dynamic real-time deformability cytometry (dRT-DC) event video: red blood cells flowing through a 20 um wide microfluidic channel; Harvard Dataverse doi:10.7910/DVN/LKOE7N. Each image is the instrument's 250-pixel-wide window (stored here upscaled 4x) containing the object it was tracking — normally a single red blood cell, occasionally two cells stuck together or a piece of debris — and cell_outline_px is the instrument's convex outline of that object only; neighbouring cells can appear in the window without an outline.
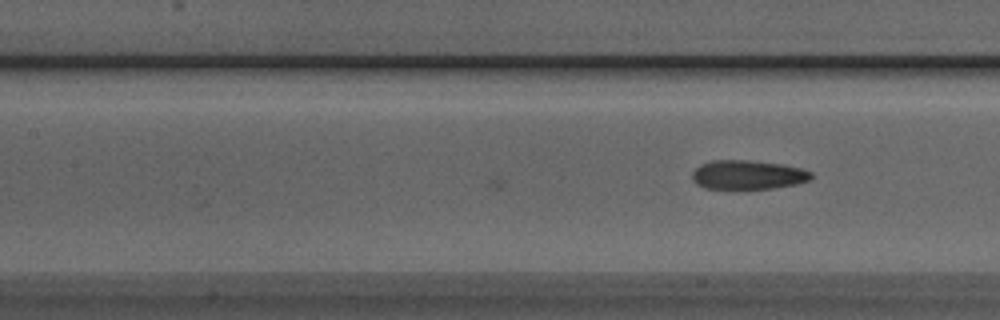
{"species": "Egyptian fruit bat (a non-hibernating species)", "species_latin": "Rousettus aegyptiacus", "temperature_condition": "room temperature", "stored_images_in_passage": 17, "camera_frame_rate_fps": 3000, "um_per_image_px": 0.085, "animal": {"sex": "male"}, "frame": {"image": 1, "passage_image": 17, "time_ms": 5.333, "image_size_px": [1000, 320], "cell_outline_px": [[812, 176], [808, 180], [796, 184], [772, 188], [744, 192], [704, 188], [696, 184], [692, 180], [692, 172], [700, 164], [712, 160], [748, 160], [780, 164], [800, 168], [812, 172]], "centroid_in_image_um": [63.49, 14.91], "position_along_channel_um": 143.9, "area_um2": 20.98}}